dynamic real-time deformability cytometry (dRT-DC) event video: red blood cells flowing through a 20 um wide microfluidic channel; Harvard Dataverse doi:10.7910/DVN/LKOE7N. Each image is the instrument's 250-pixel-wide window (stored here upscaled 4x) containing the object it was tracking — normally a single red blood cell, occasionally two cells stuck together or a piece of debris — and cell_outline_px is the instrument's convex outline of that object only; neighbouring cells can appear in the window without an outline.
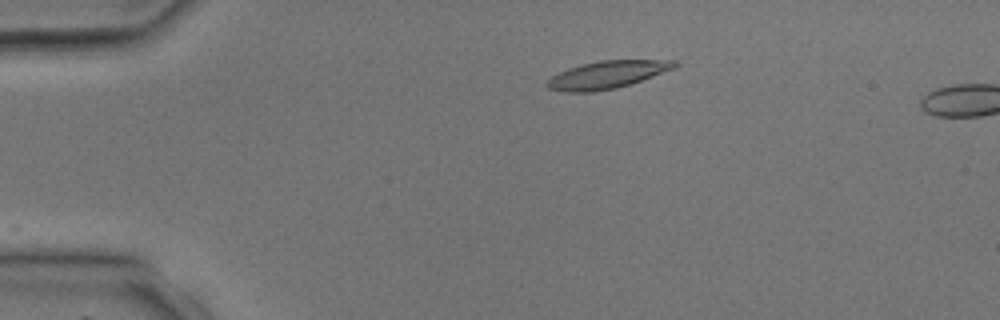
{"species": "common noctule bat (a hibernating species)", "species_latin": "Nyctalus noctula", "temperature_condition": "room temperature", "stored_images_in_passage": 4, "camera_frame_rate_fps": 3000, "um_per_image_px": 0.085, "animal": {"sex": "male", "body_mass_g": 17.9, "forearm_length_mm": 54.2}, "frame": {"image": 1, "passage_image": 3, "time_ms": 2.333, "image_size_px": [1000, 320], "cell_outline_px": [[680, 64], [676, 68], [616, 88], [592, 92], [568, 92], [548, 88], [544, 84], [552, 76], [568, 68], [580, 64], [600, 60], [676, 60]], "centroid_in_image_um": [51.61, 6.34], "position_along_channel_um": 33.4, "area_um2": 20.4}}